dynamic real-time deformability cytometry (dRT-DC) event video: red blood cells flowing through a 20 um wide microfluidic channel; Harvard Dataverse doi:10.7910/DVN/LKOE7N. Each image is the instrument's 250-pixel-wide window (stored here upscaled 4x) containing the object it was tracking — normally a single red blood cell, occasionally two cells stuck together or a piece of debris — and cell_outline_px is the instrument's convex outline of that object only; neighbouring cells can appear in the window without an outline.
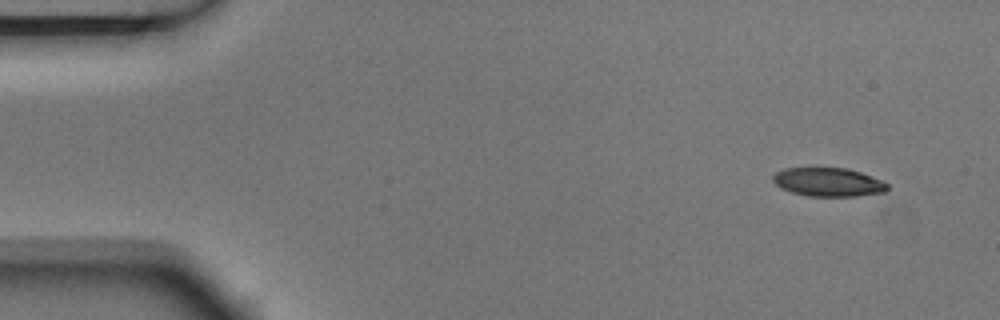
{"species": "Egyptian fruit bat (a non-hibernating species)", "species_latin": "Rousettus aegyptiacus", "temperature_condition": "room temperature", "stored_images_in_passage": 4, "segment_of_instrument_passage": [2, 2], "camera_frame_rate_fps": 3000, "um_per_image_px": 0.085, "animal": {"sex": "male"}, "frame": {"image": 1, "passage_image": 4, "time_ms": 1.0, "image_size_px": [1000, 320], "cell_outline_px": [[888, 188], [884, 192], [856, 196], [808, 196], [792, 192], [780, 188], [772, 180], [772, 176], [776, 172], [784, 168], [848, 168], [860, 172], [880, 180], [888, 184]], "centroid_in_image_um": [70.37, 15.48], "position_along_channel_um": 14.6, "area_um2": 19.02}}